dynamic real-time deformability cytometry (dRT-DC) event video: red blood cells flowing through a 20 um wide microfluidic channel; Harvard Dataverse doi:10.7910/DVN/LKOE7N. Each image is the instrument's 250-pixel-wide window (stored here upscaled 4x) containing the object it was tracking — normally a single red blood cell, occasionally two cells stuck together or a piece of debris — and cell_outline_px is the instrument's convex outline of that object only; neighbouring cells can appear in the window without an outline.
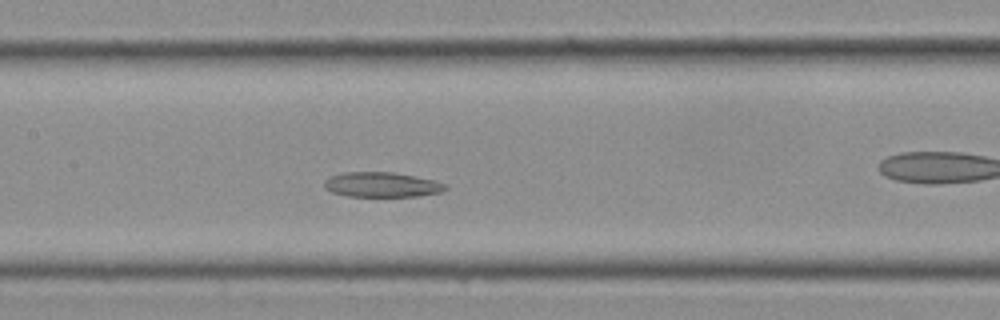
{"species": "Egyptian fruit bat (a non-hibernating species)", "species_latin": "Rousettus aegyptiacus", "temperature_condition": "cold", "stored_images_in_passage": 12, "camera_frame_rate_fps": 3000, "um_per_image_px": 0.085, "frame": {"image": 1, "passage_image": 9, "time_ms": 2.667, "image_size_px": [1000, 320], "cell_outline_px": [[448, 188], [440, 192], [416, 196], [348, 196], [332, 192], [324, 188], [324, 180], [332, 176], [344, 172], [396, 172], [436, 180], [448, 184]], "centroid_in_image_um": [32.49, 15.69], "position_along_channel_um": 174.9, "area_um2": 17.69}}